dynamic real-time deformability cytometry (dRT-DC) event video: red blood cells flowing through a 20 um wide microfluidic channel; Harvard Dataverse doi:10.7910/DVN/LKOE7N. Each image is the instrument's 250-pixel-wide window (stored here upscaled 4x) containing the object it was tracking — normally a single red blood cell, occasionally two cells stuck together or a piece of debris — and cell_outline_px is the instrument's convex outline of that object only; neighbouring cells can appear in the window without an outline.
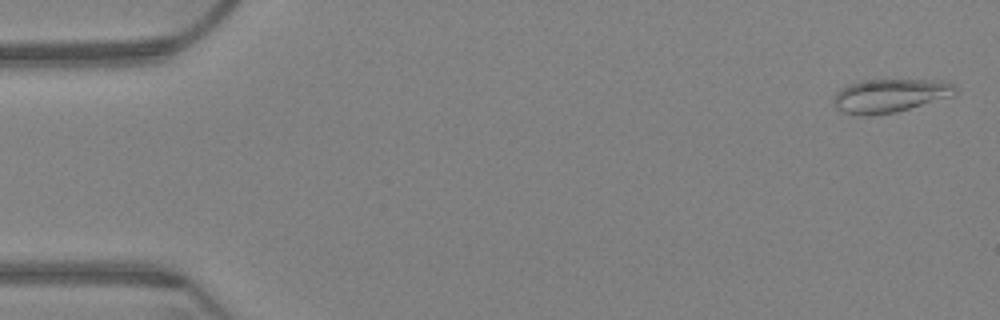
{"species": "Egyptian fruit bat (a non-hibernating species)", "species_latin": "Rousettus aegyptiacus", "temperature_condition": "warm", "stored_images_in_passage": 64, "camera_frame_rate_fps": 3000, "um_per_image_px": 0.085, "animal": {"sex": "female"}, "frame": {"image": 1, "passage_image": 2, "time_ms": 0.333, "image_size_px": [1000, 320], "cell_outline_px": [[960, 88], [952, 96], [896, 112], [872, 116], [860, 116], [844, 112], [836, 108], [836, 92], [840, 88], [848, 84], [860, 80], [944, 80], [956, 84]], "centroid_in_image_um": [75.7, 8.12], "position_along_channel_um": 9.3, "area_um2": 23.93}}
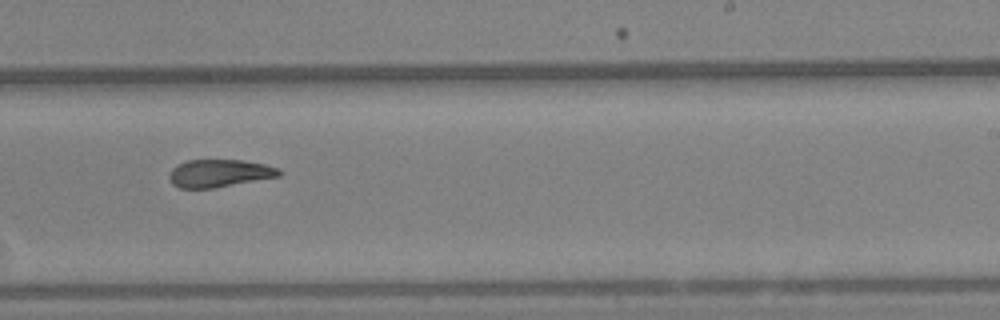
{"frame": {"image": 2, "passage_image": 40, "time_ms": 13.0, "image_size_px": [1000, 320], "cell_outline_px": [[284, 172], [280, 176], [212, 188], [180, 188], [172, 184], [168, 176], [172, 168], [176, 164], [188, 160], [244, 160], [264, 164], [276, 168]], "centroid_in_image_um": [18.62, 14.72], "position_along_channel_um": 270.4, "area_um2": 17.69}}
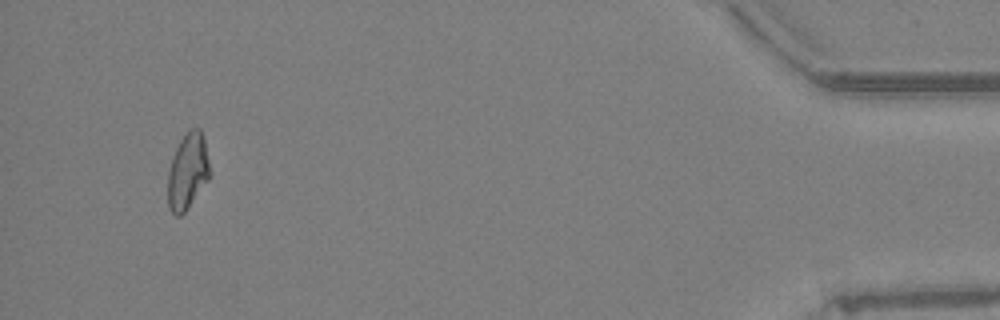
{"frame": {"image": 3, "passage_image": 61, "time_ms": 20.0, "image_size_px": [1000, 320], "cell_outline_px": [[208, 180], [184, 212], [180, 216], [176, 216], [168, 208], [168, 172], [172, 156], [180, 140], [192, 128], [200, 128], [204, 136], [208, 160]], "centroid_in_image_um": [15.93, 14.56], "position_along_channel_um": 419.3, "area_um2": 18.26}, "authors_computed_cell_mechanics": {"area_um2": 19.1318, "velocity_mm_per_s": 3.1871, "shape_relaxation_time_tau1_ms": null, "shape_relaxation_time_tau2_ms": 3.5652, "deformation_change_tau1": null, "deformation_change_tau2": 0.1021}}